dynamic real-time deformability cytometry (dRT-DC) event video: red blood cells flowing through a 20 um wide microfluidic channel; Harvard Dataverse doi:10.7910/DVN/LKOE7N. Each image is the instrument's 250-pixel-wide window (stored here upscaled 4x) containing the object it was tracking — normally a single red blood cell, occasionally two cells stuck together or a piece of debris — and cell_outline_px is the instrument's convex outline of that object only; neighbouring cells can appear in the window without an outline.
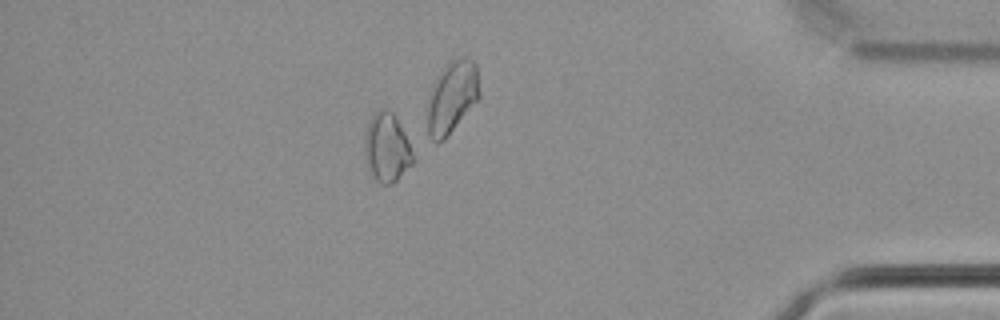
{"species": "common noctule bat (a hibernating species)", "species_latin": "Nyctalus noctula", "temperature_condition": "cold", "stored_images_in_passage": 39, "camera_frame_rate_fps": 3000, "um_per_image_px": 0.085, "animal": {"sex": "male", "body_mass_g": 21.5, "forearm_length_mm": 52.0}, "frame": {"image": 1, "passage_image": 34, "time_ms": 11.0, "image_size_px": [1000, 320], "cell_outline_px": [[416, 160], [396, 180], [388, 184], [380, 184], [372, 176], [368, 168], [364, 156], [364, 136], [368, 120], [372, 112], [384, 108], [392, 112], [396, 116], [416, 156]], "centroid_in_image_um": [32.87, 12.53], "position_along_channel_um": 402.3, "area_um2": 19.88}}